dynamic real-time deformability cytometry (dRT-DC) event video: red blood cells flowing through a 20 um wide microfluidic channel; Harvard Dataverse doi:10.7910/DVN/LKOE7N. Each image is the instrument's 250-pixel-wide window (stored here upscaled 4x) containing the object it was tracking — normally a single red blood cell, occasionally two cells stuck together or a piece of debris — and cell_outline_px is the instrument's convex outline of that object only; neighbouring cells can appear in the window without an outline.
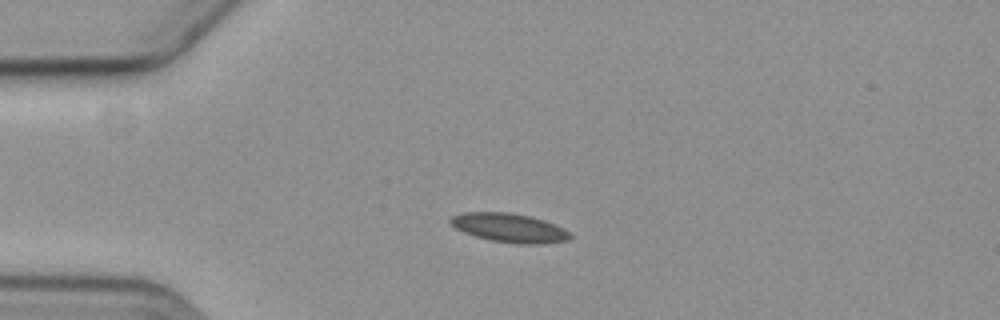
{"species": "common noctule bat (a hibernating species)", "species_latin": "Nyctalus noctula", "temperature_condition": "cold", "stored_images_in_passage": 5, "camera_frame_rate_fps": 3000, "um_per_image_px": 0.085, "animal": {"sex": "female", "body_mass_g": 19.3, "forearm_length_mm": 54.1}, "frame": {"image": 1, "passage_image": 3, "time_ms": 3.333, "image_size_px": [1000, 320], "cell_outline_px": [[572, 240], [544, 244], [516, 244], [492, 240], [476, 236], [464, 232], [448, 224], [448, 220], [452, 216], [464, 212], [512, 212], [532, 216], [556, 224], [572, 232]], "centroid_in_image_um": [43.36, 19.36], "position_along_channel_um": 41.6, "area_um2": 20.63}}
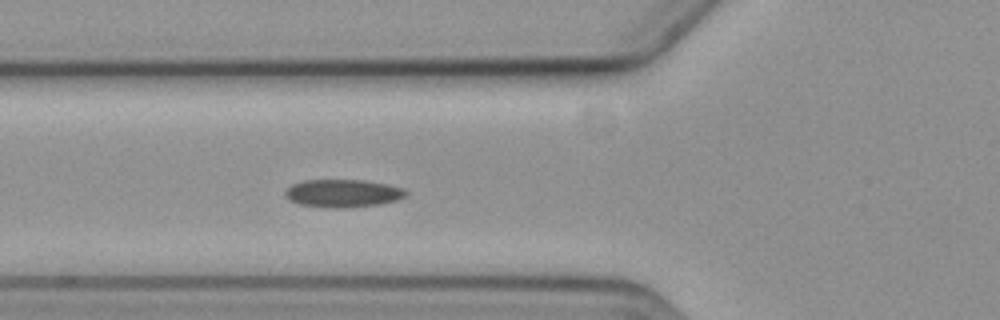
{"frame": {"image": 2, "passage_image": 5, "time_ms": 5.667, "image_size_px": [1000, 320], "cell_outline_px": [[408, 196], [396, 200], [380, 204], [344, 208], [332, 208], [300, 204], [288, 200], [284, 196], [284, 192], [292, 184], [304, 180], [360, 180], [388, 184], [404, 188], [408, 192]], "centroid_in_image_um": [29.16, 16.43], "position_along_channel_um": 96.6, "area_um2": 19.71}}